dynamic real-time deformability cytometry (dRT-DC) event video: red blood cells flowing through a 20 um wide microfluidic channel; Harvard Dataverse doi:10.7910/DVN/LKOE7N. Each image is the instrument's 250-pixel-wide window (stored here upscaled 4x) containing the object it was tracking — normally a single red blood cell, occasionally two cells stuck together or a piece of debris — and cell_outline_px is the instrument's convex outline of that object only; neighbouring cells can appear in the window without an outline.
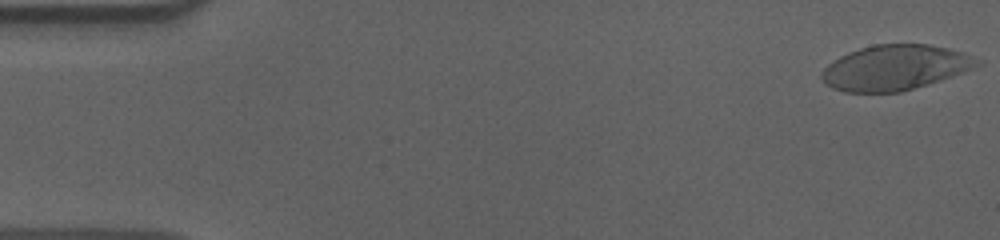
{"species": "human", "species_latin": "Homo sapiens", "temperature_condition": "cold", "stored_images_in_passage": 56, "camera_frame_rate_fps": 3000, "um_per_image_px": 0.085, "donor": {"sex": "male"}, "frame": {"image": 1, "passage_image": 1, "time_ms": 0.0, "image_size_px": [1000, 240], "cell_outline_px": [[984, 64], [964, 72], [928, 84], [900, 92], [844, 92], [832, 88], [820, 76], [820, 72], [828, 64], [840, 56], [848, 52], [860, 48], [876, 44], [928, 44], [948, 48], [964, 52], [984, 60]], "centroid_in_image_um": [76.13, 5.74], "position_along_channel_um": 8.9, "area_um2": 41.1}}
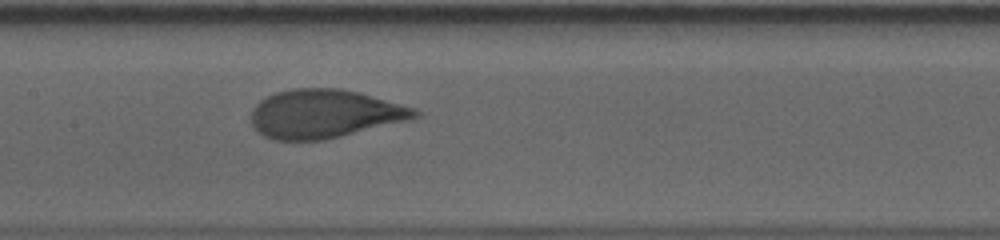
{"frame": {"image": 2, "passage_image": 27, "time_ms": 8.667, "image_size_px": [1000, 240], "cell_outline_px": [[420, 116], [412, 120], [324, 140], [272, 140], [264, 136], [252, 124], [252, 108], [260, 100], [276, 92], [292, 88], [340, 88], [356, 92], [416, 108], [420, 112]], "centroid_in_image_um": [27.6, 9.68], "position_along_channel_um": 179.8, "area_um2": 46.36}}
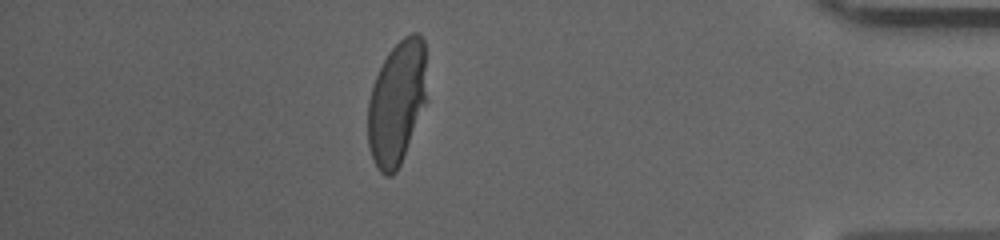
{"frame": {"image": 3, "passage_image": 49, "time_ms": 16.0, "image_size_px": [1000, 240], "cell_outline_px": [[428, 100], [400, 164], [396, 172], [392, 176], [384, 176], [376, 168], [368, 144], [368, 100], [376, 76], [388, 52], [404, 36], [412, 32], [420, 32], [424, 40]], "centroid_in_image_um": [33.76, 8.72], "position_along_channel_um": 401.4, "area_um2": 43.12}, "authors_computed_cell_mechanics": {"area_um2": 45.4019, "velocity_mm_per_s": 3.5907, "shape_relaxation_time_tau1_ms": 5.3291, "shape_relaxation_time_tau2_ms": null, "deformation_change_tau1": 0.2136, "deformation_change_tau2": null}}